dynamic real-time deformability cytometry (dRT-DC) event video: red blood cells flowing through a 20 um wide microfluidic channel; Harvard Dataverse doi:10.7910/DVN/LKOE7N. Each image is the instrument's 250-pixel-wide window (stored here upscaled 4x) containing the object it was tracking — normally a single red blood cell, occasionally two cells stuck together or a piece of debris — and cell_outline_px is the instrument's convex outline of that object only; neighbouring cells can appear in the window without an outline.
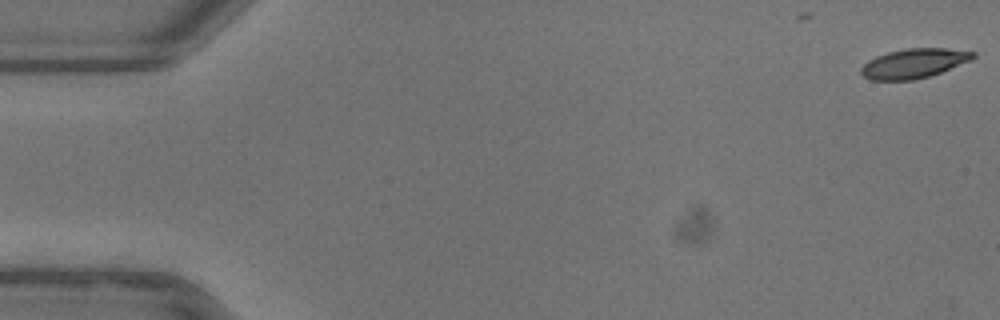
{"species": "common noctule bat (a hibernating species)", "species_latin": "Nyctalus noctula", "temperature_condition": "warm", "stored_images_in_passage": 13, "camera_frame_rate_fps": 3000, "um_per_image_px": 0.085, "animal": {"sex": "female"}, "frame": {"image": 1, "passage_image": 1, "time_ms": 0.0, "image_size_px": [1000, 320], "cell_outline_px": [[976, 56], [972, 60], [940, 72], [928, 76], [912, 80], [872, 80], [864, 76], [860, 72], [860, 68], [868, 60], [876, 56], [888, 52], [908, 48], [944, 48], [976, 52]], "centroid_in_image_um": [77.68, 5.38], "position_along_channel_um": 7.3, "area_um2": 19.13}}